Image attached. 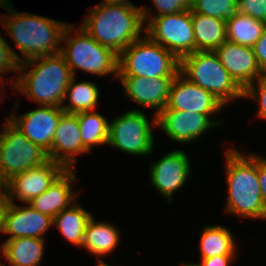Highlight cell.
Wrapping results in <instances>:
<instances>
[{
	"mask_svg": "<svg viewBox=\"0 0 266 266\" xmlns=\"http://www.w3.org/2000/svg\"><path fill=\"white\" fill-rule=\"evenodd\" d=\"M49 160L47 152L32 143L12 123L0 145V173L7 179Z\"/></svg>",
	"mask_w": 266,
	"mask_h": 266,
	"instance_id": "10",
	"label": "cell"
},
{
	"mask_svg": "<svg viewBox=\"0 0 266 266\" xmlns=\"http://www.w3.org/2000/svg\"><path fill=\"white\" fill-rule=\"evenodd\" d=\"M150 184L172 204V196L186 185L192 174L189 157L183 150H172L150 165Z\"/></svg>",
	"mask_w": 266,
	"mask_h": 266,
	"instance_id": "12",
	"label": "cell"
},
{
	"mask_svg": "<svg viewBox=\"0 0 266 266\" xmlns=\"http://www.w3.org/2000/svg\"><path fill=\"white\" fill-rule=\"evenodd\" d=\"M190 10L227 21L238 11V0H193Z\"/></svg>",
	"mask_w": 266,
	"mask_h": 266,
	"instance_id": "29",
	"label": "cell"
},
{
	"mask_svg": "<svg viewBox=\"0 0 266 266\" xmlns=\"http://www.w3.org/2000/svg\"><path fill=\"white\" fill-rule=\"evenodd\" d=\"M15 105L14 111L11 110L12 124L32 143L48 152L60 117L64 113L63 109L55 106H39L40 108L16 116L18 102Z\"/></svg>",
	"mask_w": 266,
	"mask_h": 266,
	"instance_id": "13",
	"label": "cell"
},
{
	"mask_svg": "<svg viewBox=\"0 0 266 266\" xmlns=\"http://www.w3.org/2000/svg\"><path fill=\"white\" fill-rule=\"evenodd\" d=\"M101 3L108 4H132L130 0H103Z\"/></svg>",
	"mask_w": 266,
	"mask_h": 266,
	"instance_id": "40",
	"label": "cell"
},
{
	"mask_svg": "<svg viewBox=\"0 0 266 266\" xmlns=\"http://www.w3.org/2000/svg\"><path fill=\"white\" fill-rule=\"evenodd\" d=\"M180 266H202L200 263H197V264H195V263H192V262H188L187 264L186 263H181V265Z\"/></svg>",
	"mask_w": 266,
	"mask_h": 266,
	"instance_id": "43",
	"label": "cell"
},
{
	"mask_svg": "<svg viewBox=\"0 0 266 266\" xmlns=\"http://www.w3.org/2000/svg\"><path fill=\"white\" fill-rule=\"evenodd\" d=\"M155 6L156 15L150 12L148 7L141 6L143 18H154L161 15L173 14L180 11L190 10L193 0H151Z\"/></svg>",
	"mask_w": 266,
	"mask_h": 266,
	"instance_id": "30",
	"label": "cell"
},
{
	"mask_svg": "<svg viewBox=\"0 0 266 266\" xmlns=\"http://www.w3.org/2000/svg\"><path fill=\"white\" fill-rule=\"evenodd\" d=\"M244 98L257 100V116L266 120V75L258 78L244 90Z\"/></svg>",
	"mask_w": 266,
	"mask_h": 266,
	"instance_id": "32",
	"label": "cell"
},
{
	"mask_svg": "<svg viewBox=\"0 0 266 266\" xmlns=\"http://www.w3.org/2000/svg\"><path fill=\"white\" fill-rule=\"evenodd\" d=\"M100 90L97 84L90 81H76L75 76L72 77L65 94V101L62 104V109L65 113L77 114L80 112L95 111ZM66 99L69 104H65Z\"/></svg>",
	"mask_w": 266,
	"mask_h": 266,
	"instance_id": "26",
	"label": "cell"
},
{
	"mask_svg": "<svg viewBox=\"0 0 266 266\" xmlns=\"http://www.w3.org/2000/svg\"><path fill=\"white\" fill-rule=\"evenodd\" d=\"M217 125L206 115L201 113L162 110L157 115V127L178 143H190L205 134Z\"/></svg>",
	"mask_w": 266,
	"mask_h": 266,
	"instance_id": "15",
	"label": "cell"
},
{
	"mask_svg": "<svg viewBox=\"0 0 266 266\" xmlns=\"http://www.w3.org/2000/svg\"><path fill=\"white\" fill-rule=\"evenodd\" d=\"M6 206H0V234H4Z\"/></svg>",
	"mask_w": 266,
	"mask_h": 266,
	"instance_id": "38",
	"label": "cell"
},
{
	"mask_svg": "<svg viewBox=\"0 0 266 266\" xmlns=\"http://www.w3.org/2000/svg\"><path fill=\"white\" fill-rule=\"evenodd\" d=\"M10 4V0H0V8L2 9L6 10Z\"/></svg>",
	"mask_w": 266,
	"mask_h": 266,
	"instance_id": "41",
	"label": "cell"
},
{
	"mask_svg": "<svg viewBox=\"0 0 266 266\" xmlns=\"http://www.w3.org/2000/svg\"><path fill=\"white\" fill-rule=\"evenodd\" d=\"M151 120L144 111L131 109L109 122L107 145L133 156H148L154 150L152 127H157V115Z\"/></svg>",
	"mask_w": 266,
	"mask_h": 266,
	"instance_id": "8",
	"label": "cell"
},
{
	"mask_svg": "<svg viewBox=\"0 0 266 266\" xmlns=\"http://www.w3.org/2000/svg\"><path fill=\"white\" fill-rule=\"evenodd\" d=\"M258 66L266 75V27L264 28L261 37L252 46Z\"/></svg>",
	"mask_w": 266,
	"mask_h": 266,
	"instance_id": "34",
	"label": "cell"
},
{
	"mask_svg": "<svg viewBox=\"0 0 266 266\" xmlns=\"http://www.w3.org/2000/svg\"><path fill=\"white\" fill-rule=\"evenodd\" d=\"M69 23L63 32L60 54L76 77V69L86 73L118 78V55L99 44L81 26L78 29ZM76 29V30H75Z\"/></svg>",
	"mask_w": 266,
	"mask_h": 266,
	"instance_id": "5",
	"label": "cell"
},
{
	"mask_svg": "<svg viewBox=\"0 0 266 266\" xmlns=\"http://www.w3.org/2000/svg\"><path fill=\"white\" fill-rule=\"evenodd\" d=\"M180 60L146 34L118 55V76H176Z\"/></svg>",
	"mask_w": 266,
	"mask_h": 266,
	"instance_id": "7",
	"label": "cell"
},
{
	"mask_svg": "<svg viewBox=\"0 0 266 266\" xmlns=\"http://www.w3.org/2000/svg\"><path fill=\"white\" fill-rule=\"evenodd\" d=\"M203 229L199 241L201 259L237 254L239 250L236 248L234 234L228 228L215 224L207 225Z\"/></svg>",
	"mask_w": 266,
	"mask_h": 266,
	"instance_id": "25",
	"label": "cell"
},
{
	"mask_svg": "<svg viewBox=\"0 0 266 266\" xmlns=\"http://www.w3.org/2000/svg\"><path fill=\"white\" fill-rule=\"evenodd\" d=\"M65 168L53 160L30 168L8 180L9 203L22 201L28 204L33 198L46 191Z\"/></svg>",
	"mask_w": 266,
	"mask_h": 266,
	"instance_id": "14",
	"label": "cell"
},
{
	"mask_svg": "<svg viewBox=\"0 0 266 266\" xmlns=\"http://www.w3.org/2000/svg\"><path fill=\"white\" fill-rule=\"evenodd\" d=\"M0 266H5V264H2L1 260H0Z\"/></svg>",
	"mask_w": 266,
	"mask_h": 266,
	"instance_id": "46",
	"label": "cell"
},
{
	"mask_svg": "<svg viewBox=\"0 0 266 266\" xmlns=\"http://www.w3.org/2000/svg\"><path fill=\"white\" fill-rule=\"evenodd\" d=\"M236 255H219L207 259H201L202 266H229L233 263Z\"/></svg>",
	"mask_w": 266,
	"mask_h": 266,
	"instance_id": "36",
	"label": "cell"
},
{
	"mask_svg": "<svg viewBox=\"0 0 266 266\" xmlns=\"http://www.w3.org/2000/svg\"><path fill=\"white\" fill-rule=\"evenodd\" d=\"M257 174L261 189L262 202L266 210V158L257 154Z\"/></svg>",
	"mask_w": 266,
	"mask_h": 266,
	"instance_id": "35",
	"label": "cell"
},
{
	"mask_svg": "<svg viewBox=\"0 0 266 266\" xmlns=\"http://www.w3.org/2000/svg\"><path fill=\"white\" fill-rule=\"evenodd\" d=\"M83 145L91 152L93 146L105 145L109 139L108 119L95 111L77 113Z\"/></svg>",
	"mask_w": 266,
	"mask_h": 266,
	"instance_id": "28",
	"label": "cell"
},
{
	"mask_svg": "<svg viewBox=\"0 0 266 266\" xmlns=\"http://www.w3.org/2000/svg\"><path fill=\"white\" fill-rule=\"evenodd\" d=\"M76 181L78 179L75 169H65L46 191L33 198L28 205L54 218L58 213L69 208L76 201L78 193L73 192V187H71Z\"/></svg>",
	"mask_w": 266,
	"mask_h": 266,
	"instance_id": "20",
	"label": "cell"
},
{
	"mask_svg": "<svg viewBox=\"0 0 266 266\" xmlns=\"http://www.w3.org/2000/svg\"><path fill=\"white\" fill-rule=\"evenodd\" d=\"M45 239L19 237L4 241V258L11 266H39L43 261Z\"/></svg>",
	"mask_w": 266,
	"mask_h": 266,
	"instance_id": "22",
	"label": "cell"
},
{
	"mask_svg": "<svg viewBox=\"0 0 266 266\" xmlns=\"http://www.w3.org/2000/svg\"><path fill=\"white\" fill-rule=\"evenodd\" d=\"M88 11L81 27L117 55L140 39L141 33L145 35L146 24L141 6L100 2Z\"/></svg>",
	"mask_w": 266,
	"mask_h": 266,
	"instance_id": "2",
	"label": "cell"
},
{
	"mask_svg": "<svg viewBox=\"0 0 266 266\" xmlns=\"http://www.w3.org/2000/svg\"><path fill=\"white\" fill-rule=\"evenodd\" d=\"M8 203V180L0 173V206H6Z\"/></svg>",
	"mask_w": 266,
	"mask_h": 266,
	"instance_id": "37",
	"label": "cell"
},
{
	"mask_svg": "<svg viewBox=\"0 0 266 266\" xmlns=\"http://www.w3.org/2000/svg\"><path fill=\"white\" fill-rule=\"evenodd\" d=\"M175 76L145 78L139 76H118L124 95L136 104L153 109L158 115L167 105L169 89Z\"/></svg>",
	"mask_w": 266,
	"mask_h": 266,
	"instance_id": "17",
	"label": "cell"
},
{
	"mask_svg": "<svg viewBox=\"0 0 266 266\" xmlns=\"http://www.w3.org/2000/svg\"><path fill=\"white\" fill-rule=\"evenodd\" d=\"M92 214L74 202L69 208L62 210L53 218V226L60 231L64 239L81 247L86 225Z\"/></svg>",
	"mask_w": 266,
	"mask_h": 266,
	"instance_id": "24",
	"label": "cell"
},
{
	"mask_svg": "<svg viewBox=\"0 0 266 266\" xmlns=\"http://www.w3.org/2000/svg\"><path fill=\"white\" fill-rule=\"evenodd\" d=\"M145 34L179 60L196 51L191 10L144 18Z\"/></svg>",
	"mask_w": 266,
	"mask_h": 266,
	"instance_id": "9",
	"label": "cell"
},
{
	"mask_svg": "<svg viewBox=\"0 0 266 266\" xmlns=\"http://www.w3.org/2000/svg\"><path fill=\"white\" fill-rule=\"evenodd\" d=\"M120 231L110 222L96 221L94 216L88 221L81 247L99 257L111 254L120 242Z\"/></svg>",
	"mask_w": 266,
	"mask_h": 266,
	"instance_id": "21",
	"label": "cell"
},
{
	"mask_svg": "<svg viewBox=\"0 0 266 266\" xmlns=\"http://www.w3.org/2000/svg\"><path fill=\"white\" fill-rule=\"evenodd\" d=\"M97 266H111V265L100 258V260H98Z\"/></svg>",
	"mask_w": 266,
	"mask_h": 266,
	"instance_id": "42",
	"label": "cell"
},
{
	"mask_svg": "<svg viewBox=\"0 0 266 266\" xmlns=\"http://www.w3.org/2000/svg\"><path fill=\"white\" fill-rule=\"evenodd\" d=\"M196 51H215L226 38V21L191 12Z\"/></svg>",
	"mask_w": 266,
	"mask_h": 266,
	"instance_id": "23",
	"label": "cell"
},
{
	"mask_svg": "<svg viewBox=\"0 0 266 266\" xmlns=\"http://www.w3.org/2000/svg\"><path fill=\"white\" fill-rule=\"evenodd\" d=\"M214 52L218 55L223 67L244 90L265 75L258 66L250 46L226 40Z\"/></svg>",
	"mask_w": 266,
	"mask_h": 266,
	"instance_id": "18",
	"label": "cell"
},
{
	"mask_svg": "<svg viewBox=\"0 0 266 266\" xmlns=\"http://www.w3.org/2000/svg\"><path fill=\"white\" fill-rule=\"evenodd\" d=\"M20 63H22V58L12 50V47L0 33V77H3V74L6 76L8 72L12 71L15 74L18 73Z\"/></svg>",
	"mask_w": 266,
	"mask_h": 266,
	"instance_id": "31",
	"label": "cell"
},
{
	"mask_svg": "<svg viewBox=\"0 0 266 266\" xmlns=\"http://www.w3.org/2000/svg\"><path fill=\"white\" fill-rule=\"evenodd\" d=\"M90 151L83 145L76 114L63 113L53 136L48 158L65 169H75L77 156Z\"/></svg>",
	"mask_w": 266,
	"mask_h": 266,
	"instance_id": "16",
	"label": "cell"
},
{
	"mask_svg": "<svg viewBox=\"0 0 266 266\" xmlns=\"http://www.w3.org/2000/svg\"><path fill=\"white\" fill-rule=\"evenodd\" d=\"M179 72L195 85L211 92L224 106L244 98V89L223 67L214 51H195L180 59Z\"/></svg>",
	"mask_w": 266,
	"mask_h": 266,
	"instance_id": "6",
	"label": "cell"
},
{
	"mask_svg": "<svg viewBox=\"0 0 266 266\" xmlns=\"http://www.w3.org/2000/svg\"><path fill=\"white\" fill-rule=\"evenodd\" d=\"M6 11L7 18L0 16V23L22 54V62L60 53L63 32L69 23L43 15L17 12L13 4Z\"/></svg>",
	"mask_w": 266,
	"mask_h": 266,
	"instance_id": "4",
	"label": "cell"
},
{
	"mask_svg": "<svg viewBox=\"0 0 266 266\" xmlns=\"http://www.w3.org/2000/svg\"><path fill=\"white\" fill-rule=\"evenodd\" d=\"M8 79L6 77H0V85L2 87V85L4 84V82H6ZM3 91H0V94L2 93Z\"/></svg>",
	"mask_w": 266,
	"mask_h": 266,
	"instance_id": "44",
	"label": "cell"
},
{
	"mask_svg": "<svg viewBox=\"0 0 266 266\" xmlns=\"http://www.w3.org/2000/svg\"><path fill=\"white\" fill-rule=\"evenodd\" d=\"M224 105L209 91L195 85L180 72L172 80L166 107L163 110H178L206 114L219 127L224 121L212 119L224 109Z\"/></svg>",
	"mask_w": 266,
	"mask_h": 266,
	"instance_id": "11",
	"label": "cell"
},
{
	"mask_svg": "<svg viewBox=\"0 0 266 266\" xmlns=\"http://www.w3.org/2000/svg\"><path fill=\"white\" fill-rule=\"evenodd\" d=\"M266 23L236 11L226 21V38L228 41L252 47L261 37Z\"/></svg>",
	"mask_w": 266,
	"mask_h": 266,
	"instance_id": "27",
	"label": "cell"
},
{
	"mask_svg": "<svg viewBox=\"0 0 266 266\" xmlns=\"http://www.w3.org/2000/svg\"><path fill=\"white\" fill-rule=\"evenodd\" d=\"M225 155L227 202L225 211L241 218L266 220L257 174V154L242 153L232 146Z\"/></svg>",
	"mask_w": 266,
	"mask_h": 266,
	"instance_id": "3",
	"label": "cell"
},
{
	"mask_svg": "<svg viewBox=\"0 0 266 266\" xmlns=\"http://www.w3.org/2000/svg\"><path fill=\"white\" fill-rule=\"evenodd\" d=\"M73 77L64 57L58 53L35 57L20 63L11 89L31 98L39 106L62 107L66 89Z\"/></svg>",
	"mask_w": 266,
	"mask_h": 266,
	"instance_id": "1",
	"label": "cell"
},
{
	"mask_svg": "<svg viewBox=\"0 0 266 266\" xmlns=\"http://www.w3.org/2000/svg\"><path fill=\"white\" fill-rule=\"evenodd\" d=\"M51 227H53V218L28 204L21 206L14 202L6 205L4 234L9 235L7 239L19 237L45 239V233Z\"/></svg>",
	"mask_w": 266,
	"mask_h": 266,
	"instance_id": "19",
	"label": "cell"
},
{
	"mask_svg": "<svg viewBox=\"0 0 266 266\" xmlns=\"http://www.w3.org/2000/svg\"><path fill=\"white\" fill-rule=\"evenodd\" d=\"M8 117L9 118H7L6 120H4V125H3L4 127L1 130V132H0V145H1L2 141H3L4 135H5V132H6L7 128H8V126L12 123L11 113H10V116H8Z\"/></svg>",
	"mask_w": 266,
	"mask_h": 266,
	"instance_id": "39",
	"label": "cell"
},
{
	"mask_svg": "<svg viewBox=\"0 0 266 266\" xmlns=\"http://www.w3.org/2000/svg\"><path fill=\"white\" fill-rule=\"evenodd\" d=\"M0 252H2V255H4V244H2L1 248H0ZM1 260V259H0Z\"/></svg>",
	"mask_w": 266,
	"mask_h": 266,
	"instance_id": "45",
	"label": "cell"
},
{
	"mask_svg": "<svg viewBox=\"0 0 266 266\" xmlns=\"http://www.w3.org/2000/svg\"><path fill=\"white\" fill-rule=\"evenodd\" d=\"M238 11L266 23V0H238Z\"/></svg>",
	"mask_w": 266,
	"mask_h": 266,
	"instance_id": "33",
	"label": "cell"
}]
</instances>
